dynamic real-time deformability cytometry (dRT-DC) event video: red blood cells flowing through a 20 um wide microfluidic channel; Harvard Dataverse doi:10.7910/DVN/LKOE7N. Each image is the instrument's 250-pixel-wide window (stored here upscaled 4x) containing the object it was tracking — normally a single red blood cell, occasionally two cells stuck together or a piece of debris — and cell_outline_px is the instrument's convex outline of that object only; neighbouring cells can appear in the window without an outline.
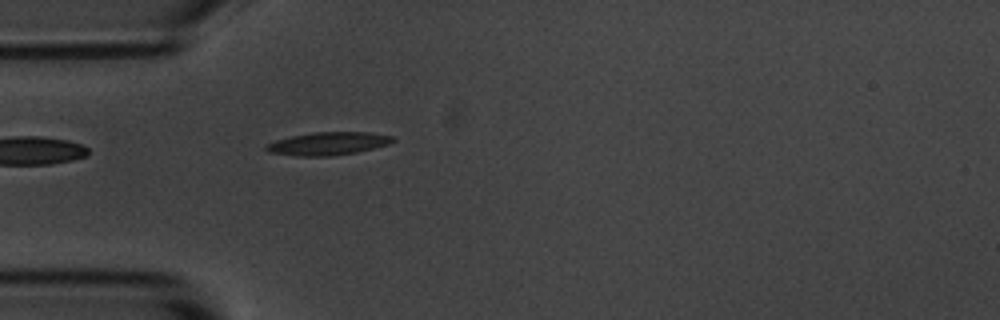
{"species": "common noctule bat (a hibernating species)", "species_latin": "Nyctalus noctula", "temperature_condition": "room temperature", "stored_images_in_passage": 5, "camera_frame_rate_fps": 3000, "um_per_image_px": 0.085, "animal": {"sex": "male", "body_mass_g": 20.1, "forearm_length_mm": 53.5}, "frame": {"image": 1, "passage_image": 5, "time_ms": 4.667, "image_size_px": [1000, 320], "cell_outline_px": [[396, 140], [388, 144], [356, 152], [332, 156], [296, 156], [268, 152], [264, 148], [264, 144], [276, 140], [292, 136], [312, 132], [368, 132], [392, 136]], "centroid_in_image_um": [27.84, 12.2], "position_along_channel_um": 57.2, "area_um2": 16.94}}